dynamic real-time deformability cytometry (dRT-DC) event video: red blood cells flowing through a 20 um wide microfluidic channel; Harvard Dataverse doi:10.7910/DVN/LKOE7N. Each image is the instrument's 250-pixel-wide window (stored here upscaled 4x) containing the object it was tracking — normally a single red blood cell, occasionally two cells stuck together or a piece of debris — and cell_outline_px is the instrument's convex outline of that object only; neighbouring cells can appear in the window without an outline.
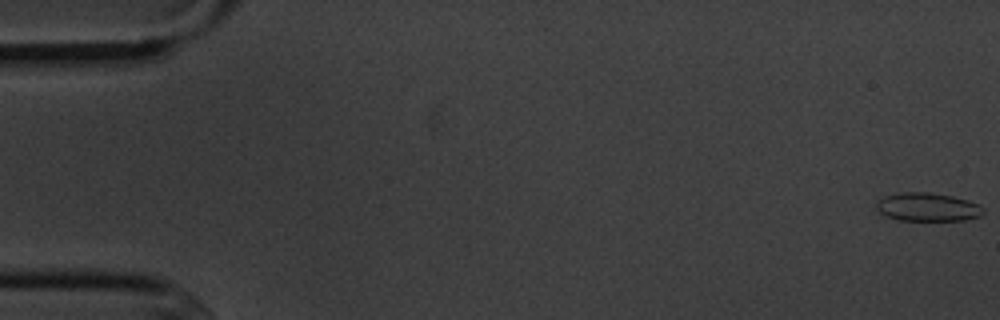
{"species": "common noctule bat (a hibernating species)", "species_latin": "Nyctalus noctula", "temperature_condition": "cold", "stored_images_in_passage": 15, "camera_frame_rate_fps": 3000, "um_per_image_px": 0.085, "animal": {"sex": "male", "body_mass_g": 20.1, "forearm_length_mm": 53.5}, "frame": {"image": 1, "passage_image": 1, "time_ms": 0.0, "image_size_px": [1000, 320], "cell_outline_px": [[984, 212], [980, 216], [964, 220], [900, 220], [884, 216], [876, 208], [876, 200], [884, 196], [904, 192], [928, 192], [952, 196], [968, 200], [980, 204], [984, 208]], "centroid_in_image_um": [78.84, 17.59], "position_along_channel_um": 6.2, "area_um2": 17.8}}
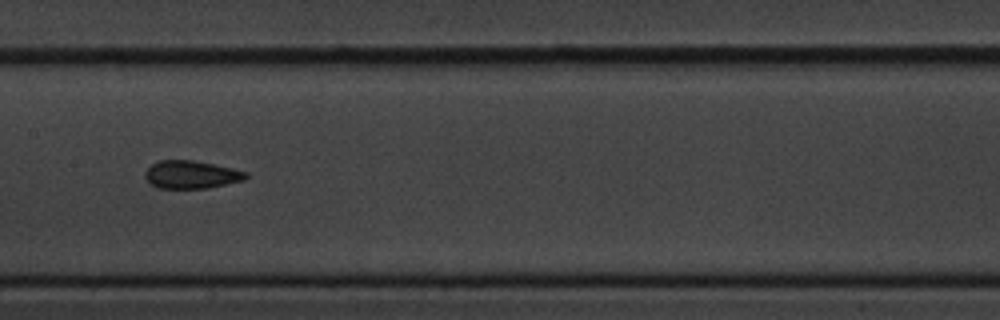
{"frame": {"image": 2, "passage_image": 8, "time_ms": 9.0, "image_size_px": [1000, 320], "cell_outline_px": [[248, 176], [244, 180], [208, 188], [156, 188], [144, 176], [144, 172], [152, 164], [160, 160], [192, 160], [216, 164], [248, 172]], "centroid_in_image_um": [16.27, 14.83], "position_along_channel_um": 191.1, "area_um2": 16.42}}
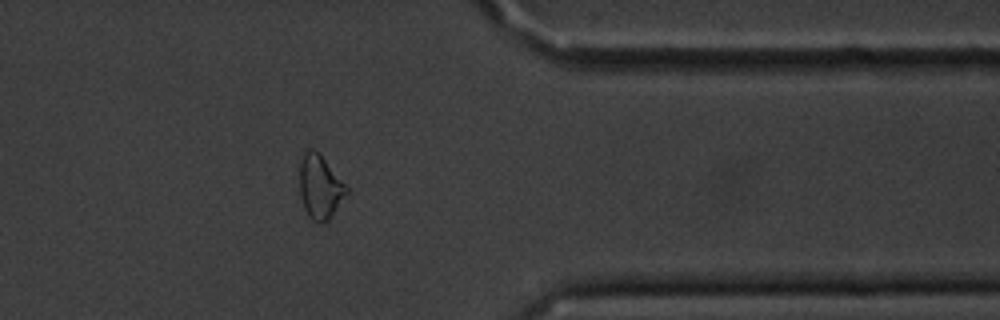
{"frame": {"image": 3, "passage_image": 13, "time_ms": 14.667, "image_size_px": [1000, 320], "cell_outline_px": [[348, 192], [328, 220], [324, 224], [316, 224], [308, 216], [304, 208], [300, 196], [300, 160], [304, 152], [308, 148], [312, 148], [324, 160], [348, 188]], "centroid_in_image_um": [27.17, 15.94], "position_along_channel_um": 384.2, "area_um2": 17.17}, "authors_computed_cell_mechanics": {"area_um2": 17.1666, "velocity_mm_per_s": 3.6313, "shape_relaxation_time_tau1_ms": 6.0346, "shape_relaxation_time_tau2_ms": 5.7119, "deformation_change_tau1": 0.087, "deformation_change_tau2": 0.0463}}